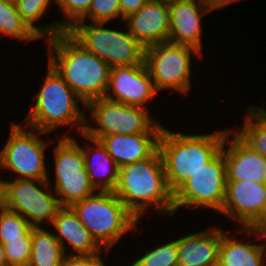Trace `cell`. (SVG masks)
Wrapping results in <instances>:
<instances>
[{"label": "cell", "instance_id": "1f68e13d", "mask_svg": "<svg viewBox=\"0 0 266 266\" xmlns=\"http://www.w3.org/2000/svg\"><path fill=\"white\" fill-rule=\"evenodd\" d=\"M92 0H56L58 10L64 16V20L58 21L63 31L69 30L87 12Z\"/></svg>", "mask_w": 266, "mask_h": 266}, {"label": "cell", "instance_id": "52a82bcc", "mask_svg": "<svg viewBox=\"0 0 266 266\" xmlns=\"http://www.w3.org/2000/svg\"><path fill=\"white\" fill-rule=\"evenodd\" d=\"M10 126L9 137L4 147L0 148V170L15 175L7 179L47 180L51 174L47 169L49 165H46V149L55 140L51 139L48 144L47 139L43 140L41 136L48 133L27 128L23 123L12 122Z\"/></svg>", "mask_w": 266, "mask_h": 266}, {"label": "cell", "instance_id": "9c48e42d", "mask_svg": "<svg viewBox=\"0 0 266 266\" xmlns=\"http://www.w3.org/2000/svg\"><path fill=\"white\" fill-rule=\"evenodd\" d=\"M192 56L198 61L203 59V54L195 48L169 41L145 48L144 63L158 95L166 89L189 95L193 86Z\"/></svg>", "mask_w": 266, "mask_h": 266}, {"label": "cell", "instance_id": "d4e9b609", "mask_svg": "<svg viewBox=\"0 0 266 266\" xmlns=\"http://www.w3.org/2000/svg\"><path fill=\"white\" fill-rule=\"evenodd\" d=\"M14 2L21 19L41 39L46 40L63 32L57 20L44 25L35 24L36 20H41L44 14L48 13L52 2L56 5V0H14Z\"/></svg>", "mask_w": 266, "mask_h": 266}, {"label": "cell", "instance_id": "4316f807", "mask_svg": "<svg viewBox=\"0 0 266 266\" xmlns=\"http://www.w3.org/2000/svg\"><path fill=\"white\" fill-rule=\"evenodd\" d=\"M0 33L3 37L10 36L18 42L30 43L41 39L21 19L14 0H0Z\"/></svg>", "mask_w": 266, "mask_h": 266}, {"label": "cell", "instance_id": "30bf717a", "mask_svg": "<svg viewBox=\"0 0 266 266\" xmlns=\"http://www.w3.org/2000/svg\"><path fill=\"white\" fill-rule=\"evenodd\" d=\"M0 204L23 216L32 227H43V223L49 227L61 208L47 180H10L1 176Z\"/></svg>", "mask_w": 266, "mask_h": 266}, {"label": "cell", "instance_id": "ac0fdd59", "mask_svg": "<svg viewBox=\"0 0 266 266\" xmlns=\"http://www.w3.org/2000/svg\"><path fill=\"white\" fill-rule=\"evenodd\" d=\"M221 241V226L178 237V266H217Z\"/></svg>", "mask_w": 266, "mask_h": 266}, {"label": "cell", "instance_id": "836d02e7", "mask_svg": "<svg viewBox=\"0 0 266 266\" xmlns=\"http://www.w3.org/2000/svg\"><path fill=\"white\" fill-rule=\"evenodd\" d=\"M149 0H119L121 8V22L129 15L139 11Z\"/></svg>", "mask_w": 266, "mask_h": 266}, {"label": "cell", "instance_id": "74e56055", "mask_svg": "<svg viewBox=\"0 0 266 266\" xmlns=\"http://www.w3.org/2000/svg\"><path fill=\"white\" fill-rule=\"evenodd\" d=\"M156 2H160L162 4H165V5H172V4H175L176 2L178 1H182V0H154Z\"/></svg>", "mask_w": 266, "mask_h": 266}, {"label": "cell", "instance_id": "7c38bea8", "mask_svg": "<svg viewBox=\"0 0 266 266\" xmlns=\"http://www.w3.org/2000/svg\"><path fill=\"white\" fill-rule=\"evenodd\" d=\"M219 214L237 223L236 229L255 228L266 221V184L226 181L225 199Z\"/></svg>", "mask_w": 266, "mask_h": 266}, {"label": "cell", "instance_id": "603a6c76", "mask_svg": "<svg viewBox=\"0 0 266 266\" xmlns=\"http://www.w3.org/2000/svg\"><path fill=\"white\" fill-rule=\"evenodd\" d=\"M48 227H32L28 266H61L66 256L62 245Z\"/></svg>", "mask_w": 266, "mask_h": 266}, {"label": "cell", "instance_id": "ba28073f", "mask_svg": "<svg viewBox=\"0 0 266 266\" xmlns=\"http://www.w3.org/2000/svg\"><path fill=\"white\" fill-rule=\"evenodd\" d=\"M104 22H76L67 32L87 51L93 52L111 68L144 63L145 48L127 26L106 27ZM110 28V29H109Z\"/></svg>", "mask_w": 266, "mask_h": 266}, {"label": "cell", "instance_id": "f1b7e54d", "mask_svg": "<svg viewBox=\"0 0 266 266\" xmlns=\"http://www.w3.org/2000/svg\"><path fill=\"white\" fill-rule=\"evenodd\" d=\"M22 235H32V226L23 216L0 204V242L21 239Z\"/></svg>", "mask_w": 266, "mask_h": 266}, {"label": "cell", "instance_id": "d590c367", "mask_svg": "<svg viewBox=\"0 0 266 266\" xmlns=\"http://www.w3.org/2000/svg\"><path fill=\"white\" fill-rule=\"evenodd\" d=\"M255 229L259 232L261 240H264V242L262 241L263 247H264V251L266 254V221L259 223Z\"/></svg>", "mask_w": 266, "mask_h": 266}, {"label": "cell", "instance_id": "6da1fadb", "mask_svg": "<svg viewBox=\"0 0 266 266\" xmlns=\"http://www.w3.org/2000/svg\"><path fill=\"white\" fill-rule=\"evenodd\" d=\"M48 62L87 105L104 97L111 67L87 51L67 31L46 39Z\"/></svg>", "mask_w": 266, "mask_h": 266}, {"label": "cell", "instance_id": "484cf974", "mask_svg": "<svg viewBox=\"0 0 266 266\" xmlns=\"http://www.w3.org/2000/svg\"><path fill=\"white\" fill-rule=\"evenodd\" d=\"M48 176L47 181L53 187L55 195L61 207H70L77 201L94 194L96 189L91 184L89 176H72L55 179L54 184Z\"/></svg>", "mask_w": 266, "mask_h": 266}, {"label": "cell", "instance_id": "f546056e", "mask_svg": "<svg viewBox=\"0 0 266 266\" xmlns=\"http://www.w3.org/2000/svg\"><path fill=\"white\" fill-rule=\"evenodd\" d=\"M117 18L121 21L119 0H92L88 12L78 22L108 23Z\"/></svg>", "mask_w": 266, "mask_h": 266}, {"label": "cell", "instance_id": "d6a6232c", "mask_svg": "<svg viewBox=\"0 0 266 266\" xmlns=\"http://www.w3.org/2000/svg\"><path fill=\"white\" fill-rule=\"evenodd\" d=\"M103 256L101 252L91 255H66L61 266H108Z\"/></svg>", "mask_w": 266, "mask_h": 266}, {"label": "cell", "instance_id": "7402d4cb", "mask_svg": "<svg viewBox=\"0 0 266 266\" xmlns=\"http://www.w3.org/2000/svg\"><path fill=\"white\" fill-rule=\"evenodd\" d=\"M68 130L56 137V146L52 150L54 159L55 179L72 176H88L85 168V159L82 152V144L75 136H71ZM61 137V138H60Z\"/></svg>", "mask_w": 266, "mask_h": 266}, {"label": "cell", "instance_id": "8d00e7d4", "mask_svg": "<svg viewBox=\"0 0 266 266\" xmlns=\"http://www.w3.org/2000/svg\"><path fill=\"white\" fill-rule=\"evenodd\" d=\"M0 266H8L5 256L4 246L1 242H0Z\"/></svg>", "mask_w": 266, "mask_h": 266}, {"label": "cell", "instance_id": "8992f818", "mask_svg": "<svg viewBox=\"0 0 266 266\" xmlns=\"http://www.w3.org/2000/svg\"><path fill=\"white\" fill-rule=\"evenodd\" d=\"M85 109L90 115L86 114L84 134L95 140L113 134L161 133L165 127L157 117L150 115L149 109L106 97L90 101Z\"/></svg>", "mask_w": 266, "mask_h": 266}, {"label": "cell", "instance_id": "3957f363", "mask_svg": "<svg viewBox=\"0 0 266 266\" xmlns=\"http://www.w3.org/2000/svg\"><path fill=\"white\" fill-rule=\"evenodd\" d=\"M231 129L204 134L173 132L164 127L158 142L167 184L174 193L191 175L205 167L222 149Z\"/></svg>", "mask_w": 266, "mask_h": 266}, {"label": "cell", "instance_id": "5b68a950", "mask_svg": "<svg viewBox=\"0 0 266 266\" xmlns=\"http://www.w3.org/2000/svg\"><path fill=\"white\" fill-rule=\"evenodd\" d=\"M83 226L106 253L141 222L114 192L97 191L70 206Z\"/></svg>", "mask_w": 266, "mask_h": 266}, {"label": "cell", "instance_id": "8fae6325", "mask_svg": "<svg viewBox=\"0 0 266 266\" xmlns=\"http://www.w3.org/2000/svg\"><path fill=\"white\" fill-rule=\"evenodd\" d=\"M226 166L221 151L205 167L193 173L174 193V215L180 208H208L219 213L225 199Z\"/></svg>", "mask_w": 266, "mask_h": 266}, {"label": "cell", "instance_id": "44dd1931", "mask_svg": "<svg viewBox=\"0 0 266 266\" xmlns=\"http://www.w3.org/2000/svg\"><path fill=\"white\" fill-rule=\"evenodd\" d=\"M80 137L86 140L84 146H87L81 147L91 184L96 191L114 192L119 179V166L99 140L92 139L84 133H81Z\"/></svg>", "mask_w": 266, "mask_h": 266}, {"label": "cell", "instance_id": "83f0119b", "mask_svg": "<svg viewBox=\"0 0 266 266\" xmlns=\"http://www.w3.org/2000/svg\"><path fill=\"white\" fill-rule=\"evenodd\" d=\"M169 241V242H168ZM156 245L134 259L131 266H178L177 239Z\"/></svg>", "mask_w": 266, "mask_h": 266}, {"label": "cell", "instance_id": "4fadbf2b", "mask_svg": "<svg viewBox=\"0 0 266 266\" xmlns=\"http://www.w3.org/2000/svg\"><path fill=\"white\" fill-rule=\"evenodd\" d=\"M157 93L145 63H142L112 67L104 97L126 105L151 109L147 107Z\"/></svg>", "mask_w": 266, "mask_h": 266}, {"label": "cell", "instance_id": "2e32d148", "mask_svg": "<svg viewBox=\"0 0 266 266\" xmlns=\"http://www.w3.org/2000/svg\"><path fill=\"white\" fill-rule=\"evenodd\" d=\"M129 32L146 48L168 41L169 6L149 0L139 11L124 19Z\"/></svg>", "mask_w": 266, "mask_h": 266}, {"label": "cell", "instance_id": "e0dca14e", "mask_svg": "<svg viewBox=\"0 0 266 266\" xmlns=\"http://www.w3.org/2000/svg\"><path fill=\"white\" fill-rule=\"evenodd\" d=\"M239 229L240 231L234 229L233 232L239 233V236L244 233L245 238L248 237L247 240L245 238L239 240L236 234H231V236L227 230L222 229L217 266H265L266 254L262 242H259L261 239L259 232L255 228ZM247 234L253 236L252 240L255 239L249 240ZM255 240L258 243H255Z\"/></svg>", "mask_w": 266, "mask_h": 266}, {"label": "cell", "instance_id": "e575fe53", "mask_svg": "<svg viewBox=\"0 0 266 266\" xmlns=\"http://www.w3.org/2000/svg\"><path fill=\"white\" fill-rule=\"evenodd\" d=\"M205 6L207 7V9L210 11V12H213L217 9H221L225 6H228L229 4H233L234 2L236 3L237 1H240V0H201Z\"/></svg>", "mask_w": 266, "mask_h": 266}, {"label": "cell", "instance_id": "d6986e66", "mask_svg": "<svg viewBox=\"0 0 266 266\" xmlns=\"http://www.w3.org/2000/svg\"><path fill=\"white\" fill-rule=\"evenodd\" d=\"M49 227H54L51 231L66 255H91L103 251L70 207H61Z\"/></svg>", "mask_w": 266, "mask_h": 266}, {"label": "cell", "instance_id": "ffe728a7", "mask_svg": "<svg viewBox=\"0 0 266 266\" xmlns=\"http://www.w3.org/2000/svg\"><path fill=\"white\" fill-rule=\"evenodd\" d=\"M161 133L113 134L99 141L119 168L151 157L158 150Z\"/></svg>", "mask_w": 266, "mask_h": 266}, {"label": "cell", "instance_id": "7a4b0ae2", "mask_svg": "<svg viewBox=\"0 0 266 266\" xmlns=\"http://www.w3.org/2000/svg\"><path fill=\"white\" fill-rule=\"evenodd\" d=\"M114 193L138 221L152 210L174 217L173 193L166 181L159 150L149 158L119 168Z\"/></svg>", "mask_w": 266, "mask_h": 266}, {"label": "cell", "instance_id": "9a60e30c", "mask_svg": "<svg viewBox=\"0 0 266 266\" xmlns=\"http://www.w3.org/2000/svg\"><path fill=\"white\" fill-rule=\"evenodd\" d=\"M223 154L226 181L247 180L266 184V158L252 150L231 129L226 133Z\"/></svg>", "mask_w": 266, "mask_h": 266}, {"label": "cell", "instance_id": "277c9868", "mask_svg": "<svg viewBox=\"0 0 266 266\" xmlns=\"http://www.w3.org/2000/svg\"><path fill=\"white\" fill-rule=\"evenodd\" d=\"M37 95L31 98L32 105L24 120L27 127L51 134L60 127L75 126L79 135L84 133L86 122V105L77 96L63 77L48 62L47 72ZM79 105H82L80 108ZM81 110H80V109ZM26 122V123H25Z\"/></svg>", "mask_w": 266, "mask_h": 266}, {"label": "cell", "instance_id": "4dcf8cb0", "mask_svg": "<svg viewBox=\"0 0 266 266\" xmlns=\"http://www.w3.org/2000/svg\"><path fill=\"white\" fill-rule=\"evenodd\" d=\"M8 266H28L31 257V235L3 243Z\"/></svg>", "mask_w": 266, "mask_h": 266}, {"label": "cell", "instance_id": "5bb4252c", "mask_svg": "<svg viewBox=\"0 0 266 266\" xmlns=\"http://www.w3.org/2000/svg\"><path fill=\"white\" fill-rule=\"evenodd\" d=\"M210 11L201 0H182L169 5L168 41L186 45L203 54V27L201 21Z\"/></svg>", "mask_w": 266, "mask_h": 266}, {"label": "cell", "instance_id": "cb8c5ba5", "mask_svg": "<svg viewBox=\"0 0 266 266\" xmlns=\"http://www.w3.org/2000/svg\"><path fill=\"white\" fill-rule=\"evenodd\" d=\"M243 124L231 130L252 150L266 158V114L258 107L249 105Z\"/></svg>", "mask_w": 266, "mask_h": 266}]
</instances>
